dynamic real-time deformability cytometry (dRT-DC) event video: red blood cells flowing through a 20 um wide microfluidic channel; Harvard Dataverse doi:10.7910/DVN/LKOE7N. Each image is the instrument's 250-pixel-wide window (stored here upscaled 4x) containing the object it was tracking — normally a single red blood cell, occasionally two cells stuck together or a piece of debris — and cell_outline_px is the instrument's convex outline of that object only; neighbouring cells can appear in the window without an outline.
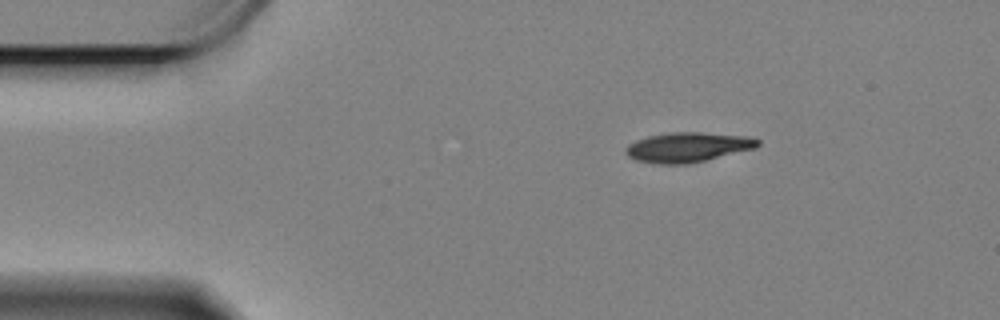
{"species": "Egyptian fruit bat (a non-hibernating species)", "species_latin": "Rousettus aegyptiacus", "temperature_condition": "cold", "stored_images_in_passage": 51, "camera_frame_rate_fps": 3000, "um_per_image_px": 0.085, "animal": {"sex": "female"}, "frame": {"image": 1, "passage_image": 1, "time_ms": 0.0, "image_size_px": [1000, 320], "cell_outline_px": [[760, 144], [756, 148], [688, 164], [656, 164], [636, 160], [628, 156], [624, 152], [624, 148], [628, 144], [636, 140], [648, 136], [668, 132], [700, 132], [748, 136], [760, 140]], "centroid_in_image_um": [58.44, 12.51], "position_along_channel_um": 26.6, "area_um2": 23.06}}
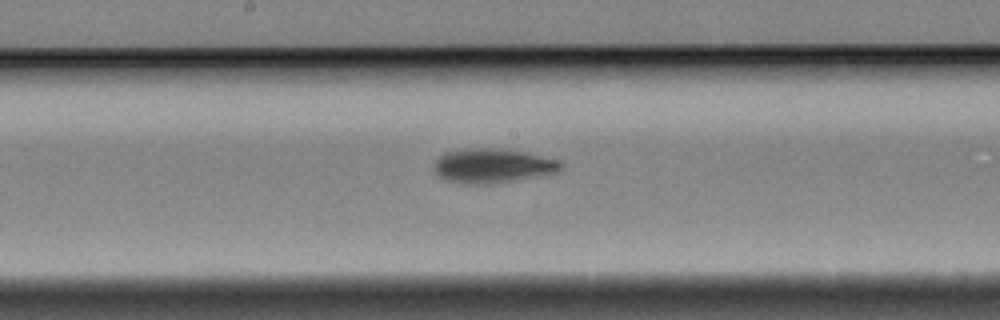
{"frame": {"image": 2, "passage_image": 22, "time_ms": 7.0, "image_size_px": [1000, 320], "cell_outline_px": [[564, 168], [560, 172], [488, 184], [464, 184], [444, 180], [432, 168], [432, 164], [444, 152], [464, 148], [508, 148], [528, 152], [560, 160], [564, 164]], "centroid_in_image_um": [41.89, 14.07], "position_along_channel_um": 206.3, "area_um2": 25.95}}
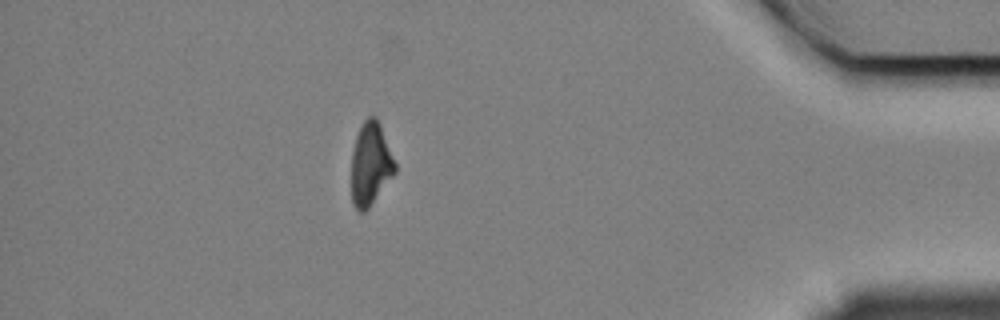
{"frame": {"image": 3, "passage_image": 44, "time_ms": 14.333, "image_size_px": [1000, 320], "cell_outline_px": [[396, 172], [368, 208], [364, 212], [360, 212], [352, 204], [352, 152], [356, 136], [364, 120], [368, 116], [376, 116], [380, 124], [396, 164]], "centroid_in_image_um": [31.49, 13.94], "position_along_channel_um": 403.7, "area_um2": 20.87}, "authors_computed_cell_mechanics": {"area_um2": 23.3512, "velocity_mm_per_s": 3.3189, "shape_relaxation_time_tau1_ms": 2.6721, "shape_relaxation_time_tau2_ms": null, "deformation_change_tau1": 0.1373, "deformation_change_tau2": null}}